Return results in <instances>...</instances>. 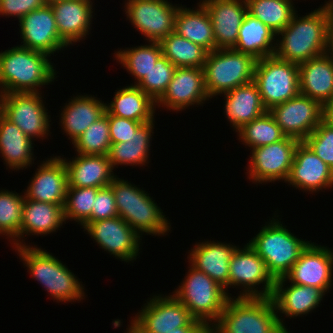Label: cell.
<instances>
[{"label":"cell","instance_id":"obj_1","mask_svg":"<svg viewBox=\"0 0 333 333\" xmlns=\"http://www.w3.org/2000/svg\"><path fill=\"white\" fill-rule=\"evenodd\" d=\"M20 45L0 52V95L42 93L41 88L57 78L52 58ZM40 88V89H39Z\"/></svg>","mask_w":333,"mask_h":333},{"label":"cell","instance_id":"obj_2","mask_svg":"<svg viewBox=\"0 0 333 333\" xmlns=\"http://www.w3.org/2000/svg\"><path fill=\"white\" fill-rule=\"evenodd\" d=\"M297 13L298 11L292 16L290 23L276 35L274 55L299 65L327 53V21L322 6L305 16Z\"/></svg>","mask_w":333,"mask_h":333},{"label":"cell","instance_id":"obj_3","mask_svg":"<svg viewBox=\"0 0 333 333\" xmlns=\"http://www.w3.org/2000/svg\"><path fill=\"white\" fill-rule=\"evenodd\" d=\"M15 247L27 272L47 290L52 300L58 303L76 302L85 299L84 286L66 264L36 244Z\"/></svg>","mask_w":333,"mask_h":333},{"label":"cell","instance_id":"obj_4","mask_svg":"<svg viewBox=\"0 0 333 333\" xmlns=\"http://www.w3.org/2000/svg\"><path fill=\"white\" fill-rule=\"evenodd\" d=\"M120 216L141 237L171 233V222L149 193L118 176L110 184Z\"/></svg>","mask_w":333,"mask_h":333},{"label":"cell","instance_id":"obj_5","mask_svg":"<svg viewBox=\"0 0 333 333\" xmlns=\"http://www.w3.org/2000/svg\"><path fill=\"white\" fill-rule=\"evenodd\" d=\"M281 328L271 297H230L209 333H278Z\"/></svg>","mask_w":333,"mask_h":333},{"label":"cell","instance_id":"obj_6","mask_svg":"<svg viewBox=\"0 0 333 333\" xmlns=\"http://www.w3.org/2000/svg\"><path fill=\"white\" fill-rule=\"evenodd\" d=\"M279 216L278 212L275 213L248 242L264 260L269 273L275 280L284 277L290 271L302 251L311 242L291 233L287 226L279 221L281 220Z\"/></svg>","mask_w":333,"mask_h":333},{"label":"cell","instance_id":"obj_7","mask_svg":"<svg viewBox=\"0 0 333 333\" xmlns=\"http://www.w3.org/2000/svg\"><path fill=\"white\" fill-rule=\"evenodd\" d=\"M188 272L172 294L208 330L217 322L230 298L224 288L189 263Z\"/></svg>","mask_w":333,"mask_h":333},{"label":"cell","instance_id":"obj_8","mask_svg":"<svg viewBox=\"0 0 333 333\" xmlns=\"http://www.w3.org/2000/svg\"><path fill=\"white\" fill-rule=\"evenodd\" d=\"M256 59L233 48L207 53L203 66L204 84L209 98L254 81Z\"/></svg>","mask_w":333,"mask_h":333},{"label":"cell","instance_id":"obj_9","mask_svg":"<svg viewBox=\"0 0 333 333\" xmlns=\"http://www.w3.org/2000/svg\"><path fill=\"white\" fill-rule=\"evenodd\" d=\"M254 82L258 86L264 107L269 111L300 93L298 64L275 55L258 59L254 69Z\"/></svg>","mask_w":333,"mask_h":333},{"label":"cell","instance_id":"obj_10","mask_svg":"<svg viewBox=\"0 0 333 333\" xmlns=\"http://www.w3.org/2000/svg\"><path fill=\"white\" fill-rule=\"evenodd\" d=\"M128 325L135 333H166L183 326H204L171 293L148 298Z\"/></svg>","mask_w":333,"mask_h":333},{"label":"cell","instance_id":"obj_11","mask_svg":"<svg viewBox=\"0 0 333 333\" xmlns=\"http://www.w3.org/2000/svg\"><path fill=\"white\" fill-rule=\"evenodd\" d=\"M274 286L275 279L264 260L248 243L238 246L229 263L228 288L242 290L232 297H271Z\"/></svg>","mask_w":333,"mask_h":333},{"label":"cell","instance_id":"obj_12","mask_svg":"<svg viewBox=\"0 0 333 333\" xmlns=\"http://www.w3.org/2000/svg\"><path fill=\"white\" fill-rule=\"evenodd\" d=\"M42 97V93L1 94L0 113L32 140L46 139L52 133L51 116Z\"/></svg>","mask_w":333,"mask_h":333},{"label":"cell","instance_id":"obj_13","mask_svg":"<svg viewBox=\"0 0 333 333\" xmlns=\"http://www.w3.org/2000/svg\"><path fill=\"white\" fill-rule=\"evenodd\" d=\"M299 142L298 139L286 136L279 142L251 149L247 178L256 185L274 184L275 181L286 183Z\"/></svg>","mask_w":333,"mask_h":333},{"label":"cell","instance_id":"obj_14","mask_svg":"<svg viewBox=\"0 0 333 333\" xmlns=\"http://www.w3.org/2000/svg\"><path fill=\"white\" fill-rule=\"evenodd\" d=\"M124 4L126 19L147 42H161L174 32L178 4L168 0H125Z\"/></svg>","mask_w":333,"mask_h":333},{"label":"cell","instance_id":"obj_15","mask_svg":"<svg viewBox=\"0 0 333 333\" xmlns=\"http://www.w3.org/2000/svg\"><path fill=\"white\" fill-rule=\"evenodd\" d=\"M100 248L123 262H134L139 256L142 237L120 216L91 221L84 228Z\"/></svg>","mask_w":333,"mask_h":333},{"label":"cell","instance_id":"obj_16","mask_svg":"<svg viewBox=\"0 0 333 333\" xmlns=\"http://www.w3.org/2000/svg\"><path fill=\"white\" fill-rule=\"evenodd\" d=\"M269 112L286 136L300 142L304 141L323 120V106L301 93L275 105Z\"/></svg>","mask_w":333,"mask_h":333},{"label":"cell","instance_id":"obj_17","mask_svg":"<svg viewBox=\"0 0 333 333\" xmlns=\"http://www.w3.org/2000/svg\"><path fill=\"white\" fill-rule=\"evenodd\" d=\"M332 276L333 250L311 241L284 278L287 283L320 288L327 294L332 289Z\"/></svg>","mask_w":333,"mask_h":333},{"label":"cell","instance_id":"obj_18","mask_svg":"<svg viewBox=\"0 0 333 333\" xmlns=\"http://www.w3.org/2000/svg\"><path fill=\"white\" fill-rule=\"evenodd\" d=\"M18 22L22 47L46 53L50 57L69 47L59 36L50 3L31 11Z\"/></svg>","mask_w":333,"mask_h":333},{"label":"cell","instance_id":"obj_19","mask_svg":"<svg viewBox=\"0 0 333 333\" xmlns=\"http://www.w3.org/2000/svg\"><path fill=\"white\" fill-rule=\"evenodd\" d=\"M210 98L204 84V70L199 67L176 68L167 90L156 101V108L183 111L188 107L203 106Z\"/></svg>","mask_w":333,"mask_h":333},{"label":"cell","instance_id":"obj_20","mask_svg":"<svg viewBox=\"0 0 333 333\" xmlns=\"http://www.w3.org/2000/svg\"><path fill=\"white\" fill-rule=\"evenodd\" d=\"M35 174L31 178L24 195L26 199L47 202L64 206L67 187L68 172L61 156H50L40 161Z\"/></svg>","mask_w":333,"mask_h":333},{"label":"cell","instance_id":"obj_21","mask_svg":"<svg viewBox=\"0 0 333 333\" xmlns=\"http://www.w3.org/2000/svg\"><path fill=\"white\" fill-rule=\"evenodd\" d=\"M286 182L308 194L325 192L333 187V171L302 141L296 146Z\"/></svg>","mask_w":333,"mask_h":333},{"label":"cell","instance_id":"obj_22","mask_svg":"<svg viewBox=\"0 0 333 333\" xmlns=\"http://www.w3.org/2000/svg\"><path fill=\"white\" fill-rule=\"evenodd\" d=\"M325 294L320 288L293 283L287 284L284 277L276 279L271 299L276 308L281 327L287 328L284 323L286 317L294 319L312 313L314 309L319 307ZM282 316H285V318H282Z\"/></svg>","mask_w":333,"mask_h":333},{"label":"cell","instance_id":"obj_23","mask_svg":"<svg viewBox=\"0 0 333 333\" xmlns=\"http://www.w3.org/2000/svg\"><path fill=\"white\" fill-rule=\"evenodd\" d=\"M208 12L216 49L234 48L247 13L246 0H199Z\"/></svg>","mask_w":333,"mask_h":333},{"label":"cell","instance_id":"obj_24","mask_svg":"<svg viewBox=\"0 0 333 333\" xmlns=\"http://www.w3.org/2000/svg\"><path fill=\"white\" fill-rule=\"evenodd\" d=\"M94 0H60L49 2L59 36L69 45L85 40L90 34Z\"/></svg>","mask_w":333,"mask_h":333},{"label":"cell","instance_id":"obj_25","mask_svg":"<svg viewBox=\"0 0 333 333\" xmlns=\"http://www.w3.org/2000/svg\"><path fill=\"white\" fill-rule=\"evenodd\" d=\"M239 245L219 241H201L189 250L188 262L196 269L203 271L211 279L228 291L229 263L232 254Z\"/></svg>","mask_w":333,"mask_h":333},{"label":"cell","instance_id":"obj_26","mask_svg":"<svg viewBox=\"0 0 333 333\" xmlns=\"http://www.w3.org/2000/svg\"><path fill=\"white\" fill-rule=\"evenodd\" d=\"M61 111L59 125L73 144L92 123L105 114L106 103L94 95L78 94L71 97Z\"/></svg>","mask_w":333,"mask_h":333},{"label":"cell","instance_id":"obj_27","mask_svg":"<svg viewBox=\"0 0 333 333\" xmlns=\"http://www.w3.org/2000/svg\"><path fill=\"white\" fill-rule=\"evenodd\" d=\"M62 159L68 172V186L71 187L103 188L118 176L113 171L108 155L76 154L72 159L63 156Z\"/></svg>","mask_w":333,"mask_h":333},{"label":"cell","instance_id":"obj_28","mask_svg":"<svg viewBox=\"0 0 333 333\" xmlns=\"http://www.w3.org/2000/svg\"><path fill=\"white\" fill-rule=\"evenodd\" d=\"M299 92L322 106L333 99V55L325 53L298 65Z\"/></svg>","mask_w":333,"mask_h":333},{"label":"cell","instance_id":"obj_29","mask_svg":"<svg viewBox=\"0 0 333 333\" xmlns=\"http://www.w3.org/2000/svg\"><path fill=\"white\" fill-rule=\"evenodd\" d=\"M223 95L225 98L223 113L235 132L267 112L254 81L238 86Z\"/></svg>","mask_w":333,"mask_h":333},{"label":"cell","instance_id":"obj_30","mask_svg":"<svg viewBox=\"0 0 333 333\" xmlns=\"http://www.w3.org/2000/svg\"><path fill=\"white\" fill-rule=\"evenodd\" d=\"M21 247L26 244V235L46 236L53 234L66 224L62 205L36 200H24L22 207ZM25 234V235H24Z\"/></svg>","mask_w":333,"mask_h":333},{"label":"cell","instance_id":"obj_31","mask_svg":"<svg viewBox=\"0 0 333 333\" xmlns=\"http://www.w3.org/2000/svg\"><path fill=\"white\" fill-rule=\"evenodd\" d=\"M112 101L106 103L108 115L148 123L155 120L156 101L137 85L115 90Z\"/></svg>","mask_w":333,"mask_h":333},{"label":"cell","instance_id":"obj_32","mask_svg":"<svg viewBox=\"0 0 333 333\" xmlns=\"http://www.w3.org/2000/svg\"><path fill=\"white\" fill-rule=\"evenodd\" d=\"M34 141L0 113V154L6 169L24 170L34 164Z\"/></svg>","mask_w":333,"mask_h":333},{"label":"cell","instance_id":"obj_33","mask_svg":"<svg viewBox=\"0 0 333 333\" xmlns=\"http://www.w3.org/2000/svg\"><path fill=\"white\" fill-rule=\"evenodd\" d=\"M197 5L193 10L181 4L175 15L174 31L211 52L216 49L212 22L205 7L200 2Z\"/></svg>","mask_w":333,"mask_h":333},{"label":"cell","instance_id":"obj_34","mask_svg":"<svg viewBox=\"0 0 333 333\" xmlns=\"http://www.w3.org/2000/svg\"><path fill=\"white\" fill-rule=\"evenodd\" d=\"M155 120L144 123L133 135L128 142L111 143L108 153L109 161L113 169L118 166H146L150 156V146Z\"/></svg>","mask_w":333,"mask_h":333},{"label":"cell","instance_id":"obj_35","mask_svg":"<svg viewBox=\"0 0 333 333\" xmlns=\"http://www.w3.org/2000/svg\"><path fill=\"white\" fill-rule=\"evenodd\" d=\"M275 46L276 34L259 19L247 12L233 49L249 54L258 60L274 55Z\"/></svg>","mask_w":333,"mask_h":333},{"label":"cell","instance_id":"obj_36","mask_svg":"<svg viewBox=\"0 0 333 333\" xmlns=\"http://www.w3.org/2000/svg\"><path fill=\"white\" fill-rule=\"evenodd\" d=\"M162 55L160 42L148 41L146 45H138L131 48L118 49L114 52V58L136 80L137 85L148 72L155 66L157 59Z\"/></svg>","mask_w":333,"mask_h":333},{"label":"cell","instance_id":"obj_37","mask_svg":"<svg viewBox=\"0 0 333 333\" xmlns=\"http://www.w3.org/2000/svg\"><path fill=\"white\" fill-rule=\"evenodd\" d=\"M295 0H246L247 12L268 26L276 35L296 13Z\"/></svg>","mask_w":333,"mask_h":333},{"label":"cell","instance_id":"obj_38","mask_svg":"<svg viewBox=\"0 0 333 333\" xmlns=\"http://www.w3.org/2000/svg\"><path fill=\"white\" fill-rule=\"evenodd\" d=\"M6 189L0 190V236L9 239L13 248L21 247L23 194Z\"/></svg>","mask_w":333,"mask_h":333},{"label":"cell","instance_id":"obj_39","mask_svg":"<svg viewBox=\"0 0 333 333\" xmlns=\"http://www.w3.org/2000/svg\"><path fill=\"white\" fill-rule=\"evenodd\" d=\"M160 44L162 54L177 68H203L208 52L200 45L181 37L175 31L165 37Z\"/></svg>","mask_w":333,"mask_h":333},{"label":"cell","instance_id":"obj_40","mask_svg":"<svg viewBox=\"0 0 333 333\" xmlns=\"http://www.w3.org/2000/svg\"><path fill=\"white\" fill-rule=\"evenodd\" d=\"M236 134L239 142L250 147V150L279 142L286 137L269 111L245 124Z\"/></svg>","mask_w":333,"mask_h":333},{"label":"cell","instance_id":"obj_41","mask_svg":"<svg viewBox=\"0 0 333 333\" xmlns=\"http://www.w3.org/2000/svg\"><path fill=\"white\" fill-rule=\"evenodd\" d=\"M76 154L81 155H108L111 139L108 114H105L73 142Z\"/></svg>","mask_w":333,"mask_h":333},{"label":"cell","instance_id":"obj_42","mask_svg":"<svg viewBox=\"0 0 333 333\" xmlns=\"http://www.w3.org/2000/svg\"><path fill=\"white\" fill-rule=\"evenodd\" d=\"M98 187H67L63 206L65 221H75L82 225L92 213Z\"/></svg>","mask_w":333,"mask_h":333},{"label":"cell","instance_id":"obj_43","mask_svg":"<svg viewBox=\"0 0 333 333\" xmlns=\"http://www.w3.org/2000/svg\"><path fill=\"white\" fill-rule=\"evenodd\" d=\"M176 68L177 67L162 54L157 59L155 66L152 67L137 86L157 101L167 90Z\"/></svg>","mask_w":333,"mask_h":333},{"label":"cell","instance_id":"obj_44","mask_svg":"<svg viewBox=\"0 0 333 333\" xmlns=\"http://www.w3.org/2000/svg\"><path fill=\"white\" fill-rule=\"evenodd\" d=\"M333 171V127L324 120L303 141Z\"/></svg>","mask_w":333,"mask_h":333},{"label":"cell","instance_id":"obj_45","mask_svg":"<svg viewBox=\"0 0 333 333\" xmlns=\"http://www.w3.org/2000/svg\"><path fill=\"white\" fill-rule=\"evenodd\" d=\"M118 216L112 187L99 188L92 208L91 216L81 225L84 228L91 221L110 219Z\"/></svg>","mask_w":333,"mask_h":333},{"label":"cell","instance_id":"obj_46","mask_svg":"<svg viewBox=\"0 0 333 333\" xmlns=\"http://www.w3.org/2000/svg\"><path fill=\"white\" fill-rule=\"evenodd\" d=\"M111 143L128 142L144 122L108 115Z\"/></svg>","mask_w":333,"mask_h":333},{"label":"cell","instance_id":"obj_47","mask_svg":"<svg viewBox=\"0 0 333 333\" xmlns=\"http://www.w3.org/2000/svg\"><path fill=\"white\" fill-rule=\"evenodd\" d=\"M45 4L47 0H0V17H14L20 20Z\"/></svg>","mask_w":333,"mask_h":333},{"label":"cell","instance_id":"obj_48","mask_svg":"<svg viewBox=\"0 0 333 333\" xmlns=\"http://www.w3.org/2000/svg\"><path fill=\"white\" fill-rule=\"evenodd\" d=\"M322 6L326 13L327 33H326V46L327 53L333 55V0L324 2Z\"/></svg>","mask_w":333,"mask_h":333},{"label":"cell","instance_id":"obj_49","mask_svg":"<svg viewBox=\"0 0 333 333\" xmlns=\"http://www.w3.org/2000/svg\"><path fill=\"white\" fill-rule=\"evenodd\" d=\"M166 333H209L205 326H183Z\"/></svg>","mask_w":333,"mask_h":333},{"label":"cell","instance_id":"obj_50","mask_svg":"<svg viewBox=\"0 0 333 333\" xmlns=\"http://www.w3.org/2000/svg\"><path fill=\"white\" fill-rule=\"evenodd\" d=\"M323 120L333 127V99L323 106Z\"/></svg>","mask_w":333,"mask_h":333},{"label":"cell","instance_id":"obj_51","mask_svg":"<svg viewBox=\"0 0 333 333\" xmlns=\"http://www.w3.org/2000/svg\"><path fill=\"white\" fill-rule=\"evenodd\" d=\"M278 333H291V332L288 331L287 328H281V330Z\"/></svg>","mask_w":333,"mask_h":333},{"label":"cell","instance_id":"obj_52","mask_svg":"<svg viewBox=\"0 0 333 333\" xmlns=\"http://www.w3.org/2000/svg\"><path fill=\"white\" fill-rule=\"evenodd\" d=\"M126 329L127 331H125L124 333H135L129 326Z\"/></svg>","mask_w":333,"mask_h":333},{"label":"cell","instance_id":"obj_53","mask_svg":"<svg viewBox=\"0 0 333 333\" xmlns=\"http://www.w3.org/2000/svg\"><path fill=\"white\" fill-rule=\"evenodd\" d=\"M53 1H60V0H47V3L53 2Z\"/></svg>","mask_w":333,"mask_h":333}]
</instances>
